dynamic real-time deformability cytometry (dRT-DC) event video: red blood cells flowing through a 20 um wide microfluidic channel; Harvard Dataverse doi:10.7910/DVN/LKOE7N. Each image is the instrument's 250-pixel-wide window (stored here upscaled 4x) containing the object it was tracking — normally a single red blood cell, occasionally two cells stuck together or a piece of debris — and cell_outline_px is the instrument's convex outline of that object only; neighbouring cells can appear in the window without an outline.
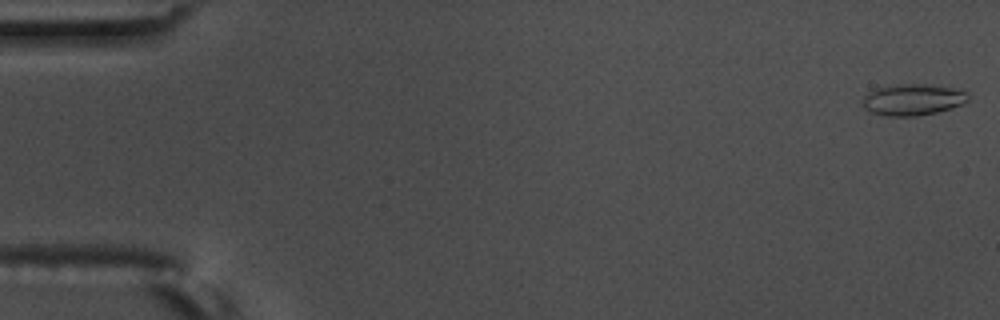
{"species": "common noctule bat (a hibernating species)", "species_latin": "Nyctalus noctula", "temperature_condition": "warm", "stored_images_in_passage": 57, "camera_frame_rate_fps": 3000, "um_per_image_px": 0.085, "animal": {"sex": "male", "body_mass_g": 17.5, "forearm_length_mm": 52.3}, "frame": {"image": 1, "passage_image": 1, "time_ms": 0.0, "image_size_px": [1000, 320], "cell_outline_px": [[968, 100], [960, 104], [936, 112], [916, 116], [884, 116], [872, 112], [864, 108], [864, 96], [868, 92], [876, 88], [900, 84], [924, 84], [960, 88], [968, 92]], "centroid_in_image_um": [77.6, 8.46], "position_along_channel_um": 7.4, "area_um2": 19.19}}
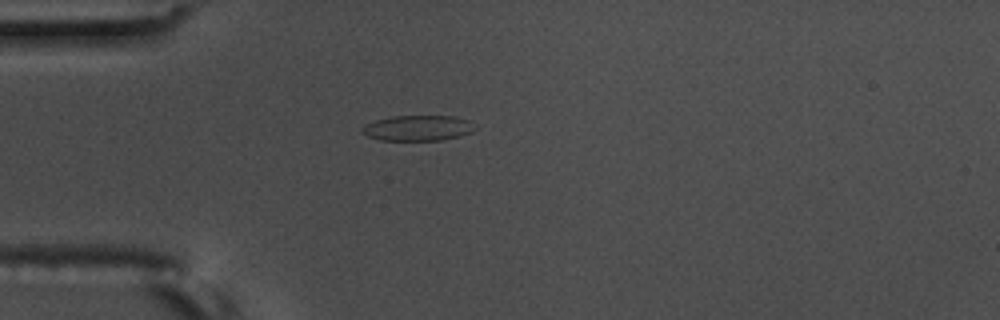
{"frame": {"image": 2, "passage_image": 16, "time_ms": 5.0, "image_size_px": [1000, 320], "cell_outline_px": [[476, 128], [472, 132], [460, 136], [440, 140], [380, 140], [368, 136], [360, 132], [360, 128], [364, 124], [376, 120], [392, 116], [452, 116], [468, 120]], "centroid_in_image_um": [35.48, 10.88], "position_along_channel_um": 49.5, "area_um2": 16.76}}
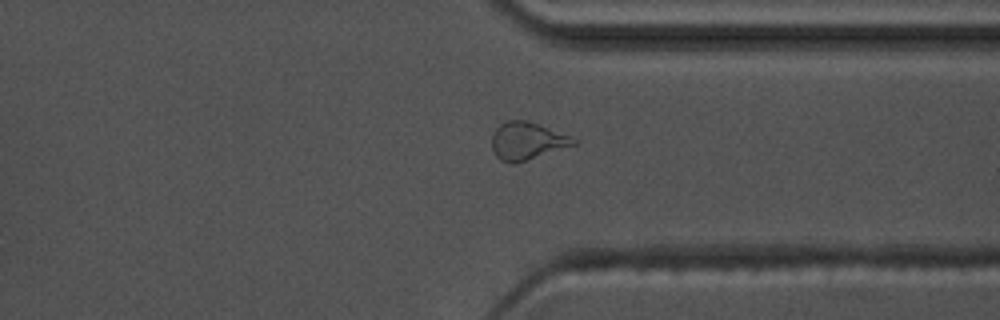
{"frame": {"image": 3, "passage_image": 43, "time_ms": 14.0, "image_size_px": [1000, 320], "cell_outline_px": [[576, 144], [516, 164], [508, 164], [500, 160], [496, 156], [492, 148], [492, 136], [496, 128], [500, 124], [508, 120], [528, 120], [568, 136], [576, 140]], "centroid_in_image_um": [44.74, 12.0], "position_along_channel_um": 366.7, "area_um2": 17.74}, "authors_computed_cell_mechanics": {"area_um2": 17.5134, "velocity_mm_per_s": 3.6644, "shape_relaxation_time_tau1_ms": null, "shape_relaxation_time_tau2_ms": 1.205, "deformation_change_tau1": null, "deformation_change_tau2": 0.0929}}